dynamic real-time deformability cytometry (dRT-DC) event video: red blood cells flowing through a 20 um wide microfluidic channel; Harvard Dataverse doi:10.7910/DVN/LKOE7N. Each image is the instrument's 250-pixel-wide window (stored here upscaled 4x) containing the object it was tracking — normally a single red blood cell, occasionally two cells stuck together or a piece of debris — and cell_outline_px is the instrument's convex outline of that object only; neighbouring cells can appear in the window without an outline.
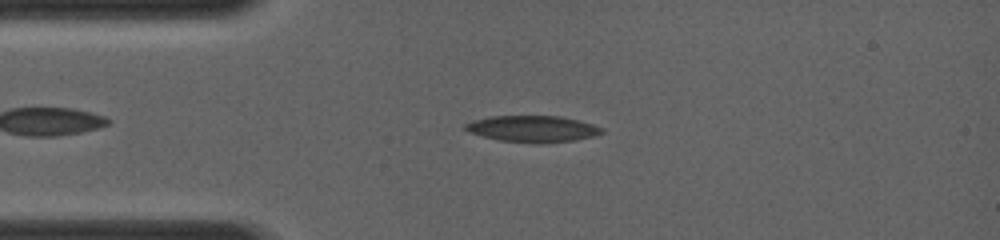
{"species": "common noctule bat (a hibernating species)", "species_latin": "Nyctalus noctula", "temperature_condition": "room temperature", "stored_images_in_passage": 50, "camera_frame_rate_fps": 4000, "um_per_image_px": 0.085, "animal": {"sex": "female", "body_mass_g": 19.0, "forearm_length_mm": 56.7}, "frame": {"image": 1, "passage_image": 9, "time_ms": 2.0, "image_size_px": [1000, 240], "cell_outline_px": [[604, 132], [592, 136], [576, 140], [540, 144], [532, 144], [500, 140], [468, 132], [464, 128], [464, 124], [472, 120], [492, 116], [560, 116], [580, 120], [604, 128]], "centroid_in_image_um": [45.28, 10.95], "position_along_channel_um": 39.7, "area_um2": 21.21}}
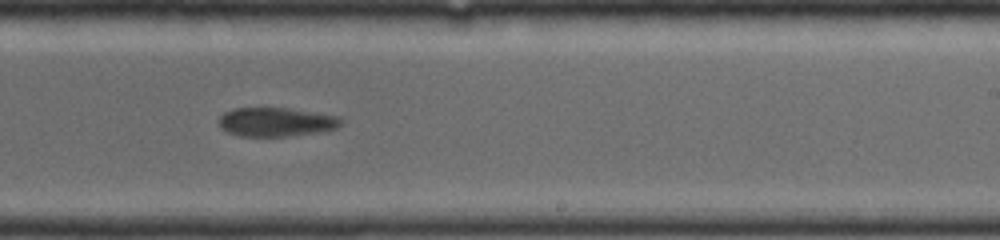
{"frame": {"image": 2, "passage_image": 30, "time_ms": 7.25, "image_size_px": [1000, 240], "cell_outline_px": [[344, 120], [336, 128], [316, 132], [288, 136], [240, 136], [228, 132], [220, 128], [220, 116], [224, 112], [232, 108], [288, 108], [340, 116]], "centroid_in_image_um": [23.46, 10.36], "position_along_channel_um": 265.5, "area_um2": 20.52}}
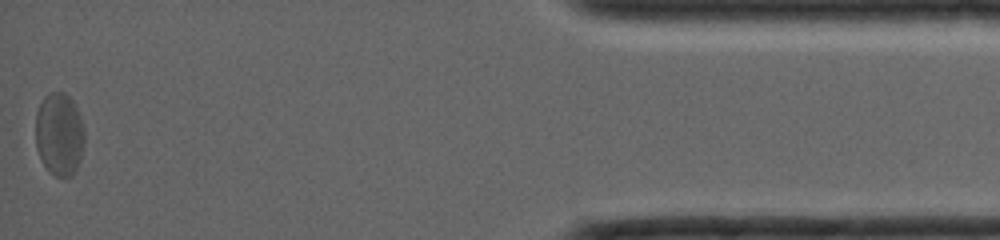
{"frame": {"image": 3, "passage_image": 50, "time_ms": 12.25, "image_size_px": [1000, 240], "cell_outline_px": [[84, 144], [80, 160], [72, 176], [56, 176], [48, 172], [40, 160], [36, 148], [36, 112], [44, 96], [48, 92], [64, 92], [72, 100], [80, 116], [84, 128]], "centroid_in_image_um": [5.03, 11.42], "position_along_channel_um": 430.2, "area_um2": 23.87}}